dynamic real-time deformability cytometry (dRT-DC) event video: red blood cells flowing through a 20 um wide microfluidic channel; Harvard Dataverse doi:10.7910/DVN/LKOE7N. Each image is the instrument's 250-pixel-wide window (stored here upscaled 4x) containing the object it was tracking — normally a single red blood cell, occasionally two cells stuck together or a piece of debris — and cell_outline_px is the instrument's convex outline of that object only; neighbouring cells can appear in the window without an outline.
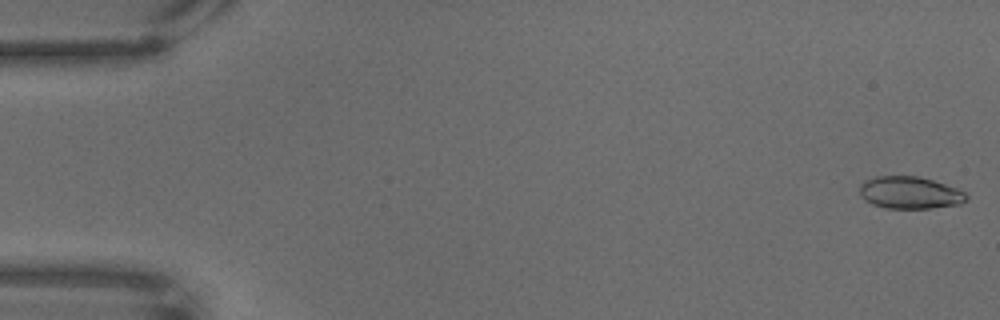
{"species": "common noctule bat (a hibernating species)", "species_latin": "Nyctalus noctula", "temperature_condition": "warm", "stored_images_in_passage": 67, "camera_frame_rate_fps": 3000, "um_per_image_px": 0.085, "animal": {"sex": "male", "body_mass_g": 18.8}, "frame": {"image": 1, "passage_image": 1, "time_ms": 0.0, "image_size_px": [1000, 320], "cell_outline_px": [[968, 200], [960, 204], [932, 208], [884, 208], [872, 204], [864, 200], [860, 196], [860, 184], [864, 180], [876, 176], [916, 176], [932, 180], [956, 188], [964, 192], [968, 196]], "centroid_in_image_um": [77.31, 16.38], "position_along_channel_um": 7.7, "area_um2": 20.11}}
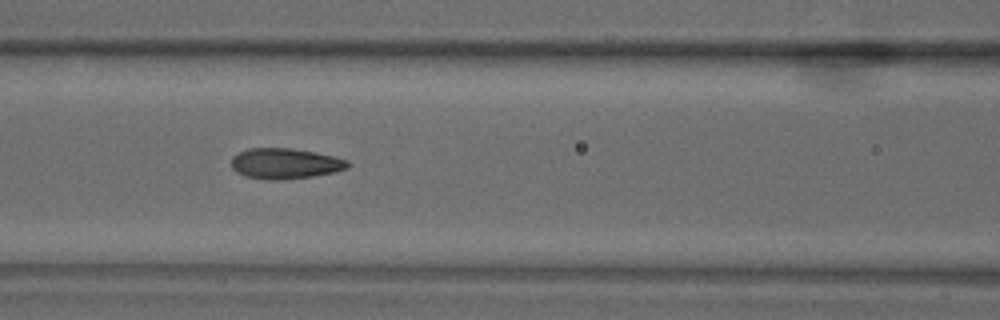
{"frame": {"image": 2, "passage_image": 29, "time_ms": 9.333, "image_size_px": [1000, 320], "cell_outline_px": [[352, 164], [348, 168], [336, 172], [312, 176], [284, 180], [264, 180], [244, 176], [236, 172], [232, 168], [232, 156], [248, 148], [292, 148], [316, 152], [348, 160]], "centroid_in_image_um": [24.25, 13.91], "position_along_channel_um": 142.4, "area_um2": 21.04}}
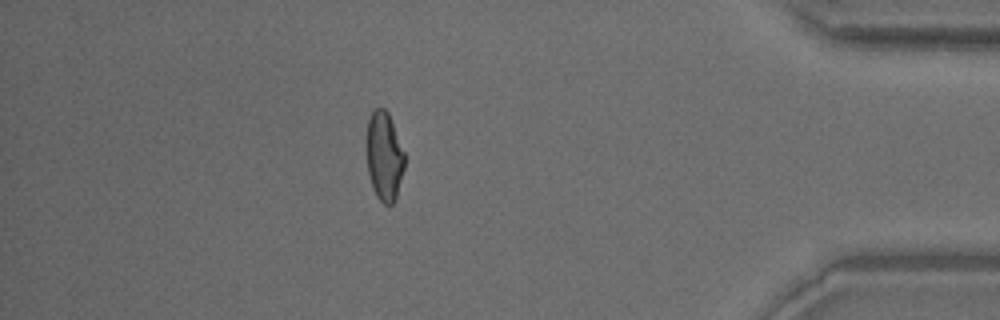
{"frame": {"image": 3, "passage_image": 59, "time_ms": 19.333, "image_size_px": [1000, 320], "cell_outline_px": [[404, 168], [396, 196], [392, 204], [384, 204], [376, 196], [368, 172], [364, 144], [368, 120], [372, 112], [376, 108], [384, 108], [388, 112], [404, 152]], "centroid_in_image_um": [32.62, 13.24], "position_along_channel_um": 402.6, "area_um2": 19.83}}